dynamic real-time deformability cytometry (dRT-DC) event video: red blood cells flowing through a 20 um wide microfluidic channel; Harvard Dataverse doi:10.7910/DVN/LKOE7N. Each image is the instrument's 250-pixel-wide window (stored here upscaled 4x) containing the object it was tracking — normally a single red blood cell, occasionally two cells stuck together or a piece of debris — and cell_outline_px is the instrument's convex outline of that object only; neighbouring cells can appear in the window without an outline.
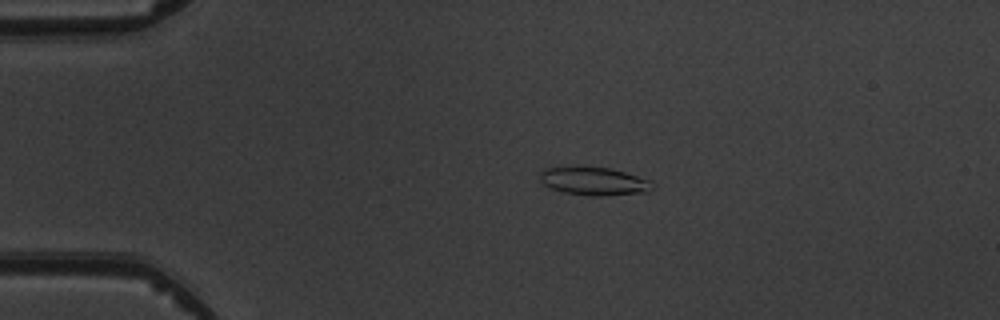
{"species": "common noctule bat (a hibernating species)", "species_latin": "Nyctalus noctula", "temperature_condition": "warm", "stored_images_in_passage": 6, "camera_frame_rate_fps": 3000, "um_per_image_px": 0.085, "animal": {"sex": "male", "body_mass_g": 19.5, "forearm_length_mm": 54.6}, "frame": {"image": 1, "passage_image": 2, "time_ms": 1.333, "image_size_px": [1000, 320], "cell_outline_px": [[652, 188], [648, 192], [604, 196], [588, 196], [564, 192], [552, 188], [544, 184], [540, 180], [540, 172], [544, 168], [572, 164], [576, 164], [612, 168], [652, 180]], "centroid_in_image_um": [50.46, 15.36], "position_along_channel_um": 34.5, "area_um2": 19.25}}
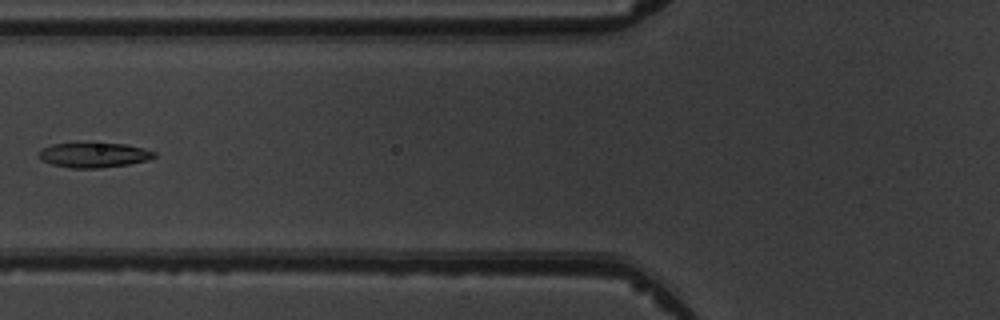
{"frame": {"image": 2, "passage_image": 5, "time_ms": 4.667, "image_size_px": [1000, 320], "cell_outline_px": [[156, 156], [148, 160], [128, 164], [100, 168], [72, 168], [52, 164], [44, 160], [40, 156], [40, 148], [52, 144], [128, 144], [144, 148], [156, 152]], "centroid_in_image_um": [8.03, 13.18], "position_along_channel_um": 117.8, "area_um2": 16.42}}
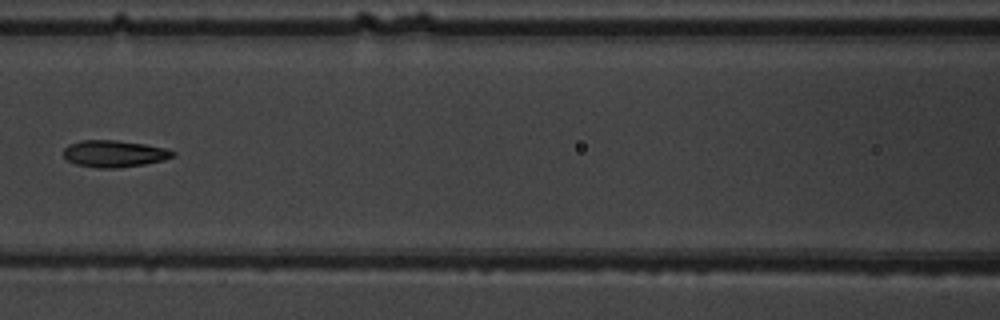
{"frame": {"image": 3, "passage_image": 6, "time_ms": 5.667, "image_size_px": [1000, 320], "cell_outline_px": [[176, 156], [164, 160], [144, 164], [116, 168], [100, 168], [76, 164], [68, 160], [64, 156], [64, 148], [68, 144], [80, 140], [116, 140], [144, 144], [164, 148], [176, 152]], "centroid_in_image_um": [9.71, 13.06], "position_along_channel_um": 156.9, "area_um2": 17.05}}